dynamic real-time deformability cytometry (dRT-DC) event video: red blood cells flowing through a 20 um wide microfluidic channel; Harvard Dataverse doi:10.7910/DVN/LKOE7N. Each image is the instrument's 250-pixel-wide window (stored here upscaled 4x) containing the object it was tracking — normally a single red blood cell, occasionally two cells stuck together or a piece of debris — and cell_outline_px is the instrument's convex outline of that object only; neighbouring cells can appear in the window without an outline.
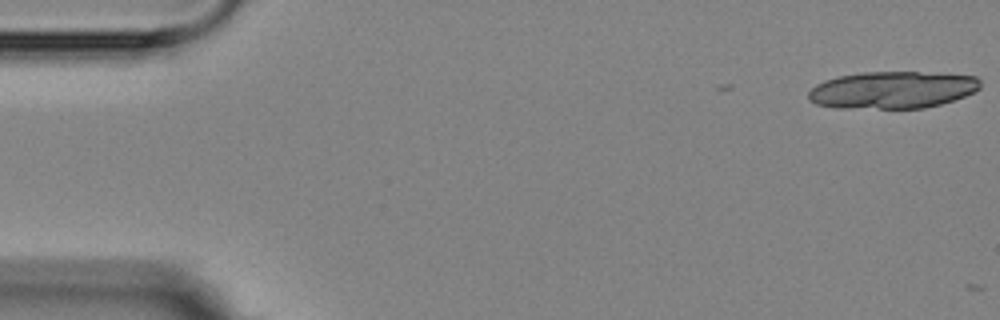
{"species": "Egyptian fruit bat (a non-hibernating species)", "species_latin": "Rousettus aegyptiacus", "temperature_condition": "room temperature", "stored_images_in_passage": 2, "camera_frame_rate_fps": 3000, "um_per_image_px": 0.085, "animal": {"sex": "female"}, "frame": {"image": 1, "passage_image": 2, "time_ms": 1.333, "image_size_px": [1000, 320], "cell_outline_px": [[980, 88], [964, 96], [940, 104], [924, 108], [836, 108], [816, 104], [808, 100], [808, 92], [816, 84], [824, 80], [840, 76], [860, 72], [916, 72], [976, 76], [980, 80]], "centroid_in_image_um": [75.8, 7.64], "position_along_channel_um": 9.2, "area_um2": 37.11}}